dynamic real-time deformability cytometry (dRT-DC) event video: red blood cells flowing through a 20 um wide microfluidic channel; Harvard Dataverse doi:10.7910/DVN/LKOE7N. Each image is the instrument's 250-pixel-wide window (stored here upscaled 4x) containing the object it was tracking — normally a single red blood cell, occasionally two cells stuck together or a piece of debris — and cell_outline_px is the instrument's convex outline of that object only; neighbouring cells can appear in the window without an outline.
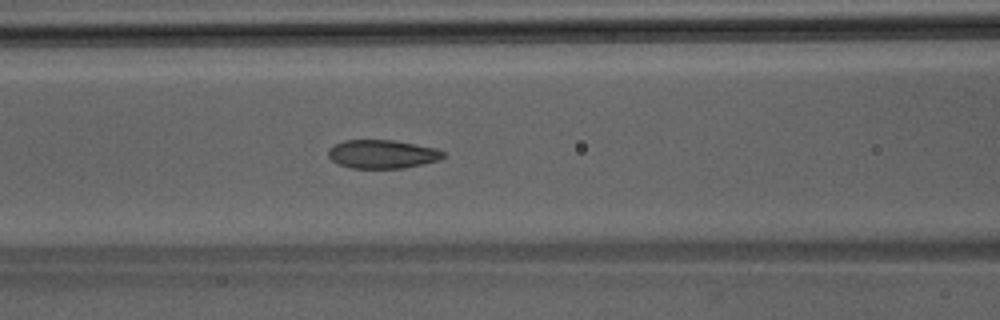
{"species": "Egyptian fruit bat (a non-hibernating species)", "species_latin": "Rousettus aegyptiacus", "temperature_condition": "room temperature", "stored_images_in_passage": 45, "camera_frame_rate_fps": 3000, "um_per_image_px": 0.085, "animal": {"sex": "male"}, "frame": {"image": 1, "passage_image": 17, "time_ms": 5.333, "image_size_px": [1000, 320], "cell_outline_px": [[444, 156], [436, 160], [424, 164], [404, 168], [352, 168], [340, 164], [332, 160], [328, 156], [328, 148], [344, 140], [392, 140], [436, 148], [444, 152]], "centroid_in_image_um": [32.48, 13.1], "position_along_channel_um": 134.1, "area_um2": 18.96}}
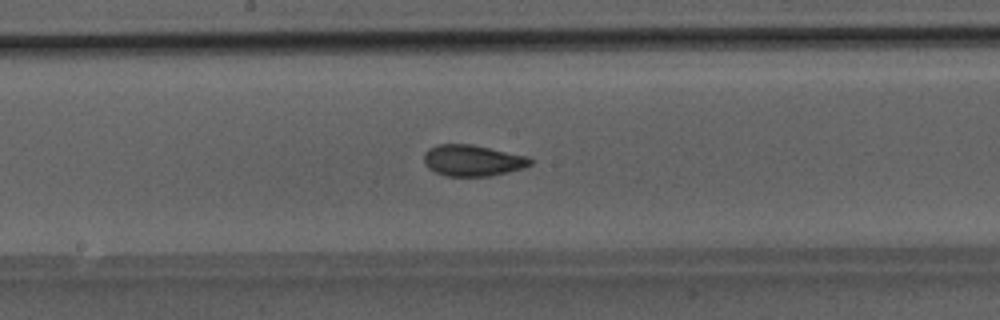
{"frame": {"image": 2, "passage_image": 22, "time_ms": 7.0, "image_size_px": [1000, 320], "cell_outline_px": [[532, 164], [524, 168], [492, 176], [444, 176], [428, 168], [424, 164], [424, 152], [428, 148], [436, 144], [472, 144], [528, 156], [532, 160]], "centroid_in_image_um": [40.16, 13.64], "position_along_channel_um": 208.0, "area_um2": 19.59}}
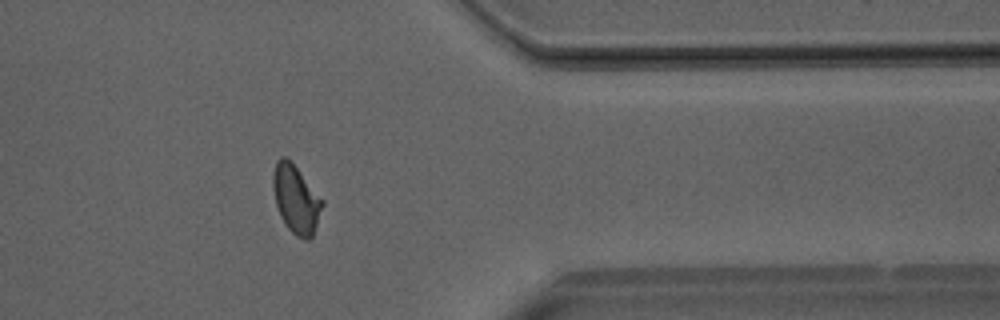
{"frame": {"image": 3, "passage_image": 35, "time_ms": 11.333, "image_size_px": [1000, 320], "cell_outline_px": [[324, 204], [312, 236], [308, 240], [304, 240], [296, 236], [288, 228], [280, 216], [276, 204], [272, 188], [272, 176], [276, 160], [280, 156], [284, 156], [296, 168], [324, 200]], "centroid_in_image_um": [25.14, 16.94], "position_along_channel_um": 386.3, "area_um2": 19.42}}